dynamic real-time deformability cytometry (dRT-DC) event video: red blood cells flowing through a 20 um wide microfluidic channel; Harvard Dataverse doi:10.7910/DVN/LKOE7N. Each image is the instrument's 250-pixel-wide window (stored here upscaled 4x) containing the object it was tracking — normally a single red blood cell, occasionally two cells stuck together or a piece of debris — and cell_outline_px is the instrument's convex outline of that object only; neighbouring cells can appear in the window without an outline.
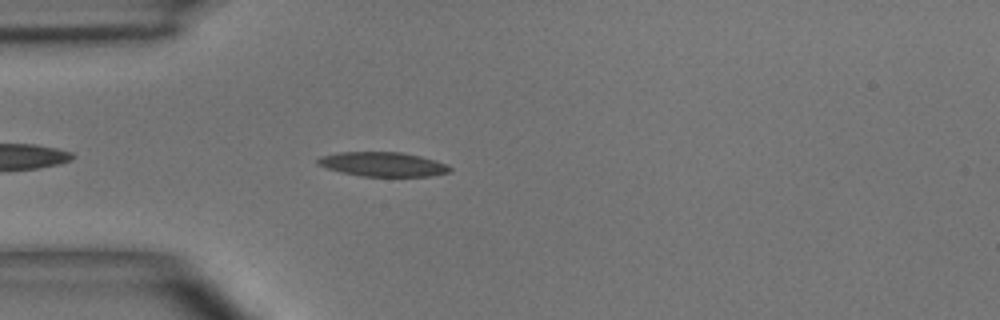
{"species": "common noctule bat (a hibernating species)", "species_latin": "Nyctalus noctula", "temperature_condition": "room temperature", "stored_images_in_passage": 3, "camera_frame_rate_fps": 3000, "um_per_image_px": 0.085, "animal": {"sex": "male", "body_mass_g": 15.6}, "frame": {"image": 1, "passage_image": 3, "time_ms": 2.333, "image_size_px": [1000, 320], "cell_outline_px": [[452, 168], [448, 172], [432, 176], [364, 176], [340, 172], [316, 164], [316, 160], [320, 156], [340, 152], [400, 152], [420, 156], [436, 160]], "centroid_in_image_um": [32.51, 13.96], "position_along_channel_um": 52.5, "area_um2": 18.61}}